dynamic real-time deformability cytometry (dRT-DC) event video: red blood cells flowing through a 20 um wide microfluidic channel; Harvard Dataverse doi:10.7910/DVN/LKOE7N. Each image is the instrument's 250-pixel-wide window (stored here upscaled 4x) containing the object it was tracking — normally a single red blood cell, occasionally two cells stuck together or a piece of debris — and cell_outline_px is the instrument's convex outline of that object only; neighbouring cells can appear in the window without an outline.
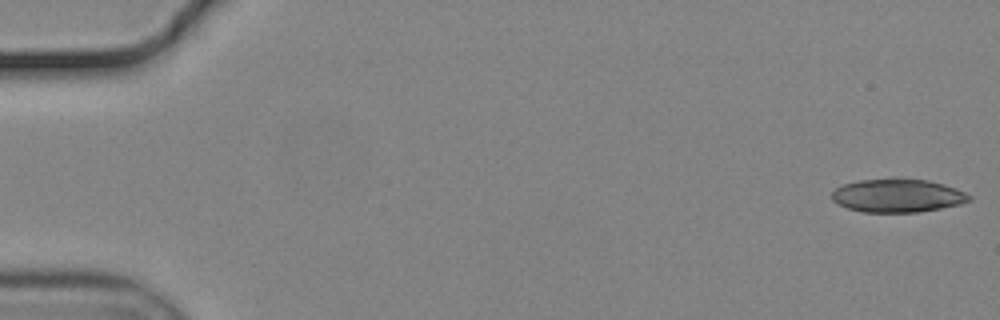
{"species": "common noctule bat (a hibernating species)", "species_latin": "Nyctalus noctula", "temperature_condition": "cold", "stored_images_in_passage": 19, "camera_frame_rate_fps": 3000, "um_per_image_px": 0.085, "animal": {"sex": "male", "body_mass_g": 19.2, "forearm_length_mm": 51.8}, "frame": {"image": 1, "passage_image": 1, "time_ms": 0.0, "image_size_px": [1000, 320], "cell_outline_px": [[972, 200], [960, 204], [920, 212], [864, 212], [848, 208], [836, 204], [832, 200], [832, 192], [836, 188], [844, 184], [860, 180], [892, 176], [900, 176], [928, 180], [944, 184], [956, 188], [972, 196]], "centroid_in_image_um": [76.3, 16.59], "position_along_channel_um": 8.7, "area_um2": 27.4}}
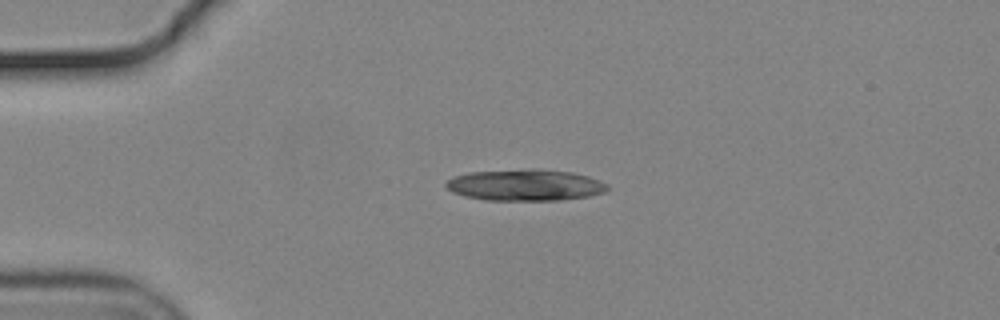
{"frame": {"image": 2, "passage_image": 13, "time_ms": 4.0, "image_size_px": [1000, 320], "cell_outline_px": [[608, 188], [604, 192], [588, 196], [560, 200], [484, 200], [464, 196], [452, 192], [444, 184], [452, 176], [468, 172], [528, 168], [540, 168], [572, 172], [588, 176], [600, 180], [608, 184]], "centroid_in_image_um": [44.62, 15.71], "position_along_channel_um": 40.4, "area_um2": 29.94}}